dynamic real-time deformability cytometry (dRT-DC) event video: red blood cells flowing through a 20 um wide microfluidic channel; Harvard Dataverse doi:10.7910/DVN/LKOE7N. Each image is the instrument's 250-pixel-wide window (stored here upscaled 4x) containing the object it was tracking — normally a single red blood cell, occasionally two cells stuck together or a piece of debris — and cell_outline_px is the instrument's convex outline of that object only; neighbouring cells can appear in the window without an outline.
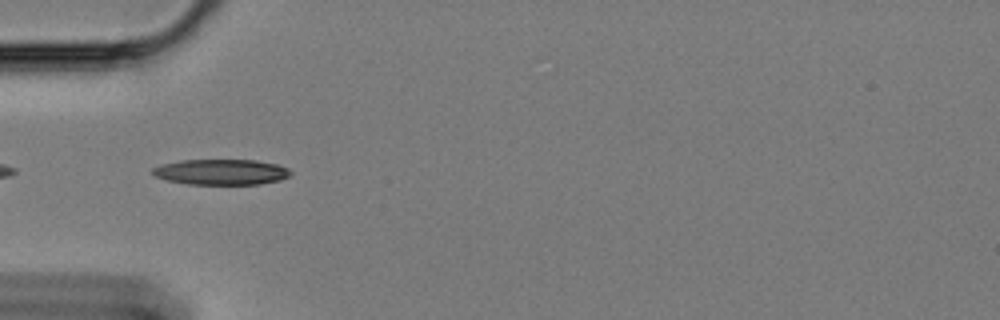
{"species": "Egyptian fruit bat (a non-hibernating species)", "species_latin": "Rousettus aegyptiacus", "temperature_condition": "cold", "stored_images_in_passage": 42, "camera_frame_rate_fps": 3000, "um_per_image_px": 0.085, "animal": {"sex": "female"}, "frame": {"image": 1, "passage_image": 2, "time_ms": 0.333, "image_size_px": [1000, 320], "cell_outline_px": [[292, 176], [280, 180], [260, 184], [188, 184], [168, 180], [156, 176], [152, 172], [152, 168], [160, 164], [180, 160], [256, 160], [276, 164], [288, 168], [292, 172]], "centroid_in_image_um": [18.83, 14.61], "position_along_channel_um": 66.2, "area_um2": 20.63}}
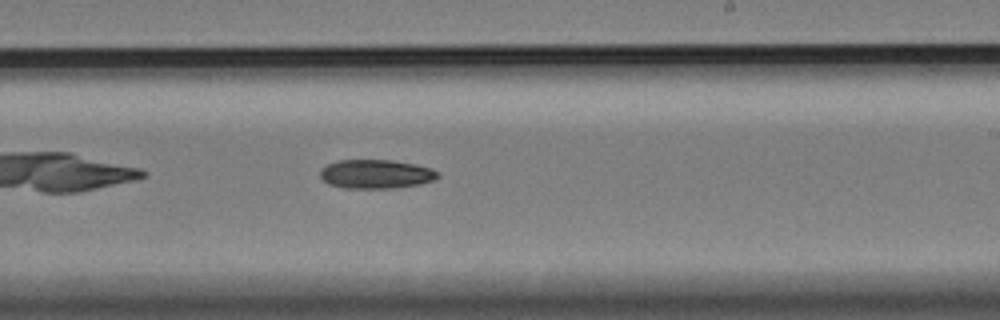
{"frame": {"image": 2, "passage_image": 19, "time_ms": 6.0, "image_size_px": [1000, 320], "cell_outline_px": [[440, 176], [432, 180], [420, 184], [396, 188], [344, 188], [328, 184], [320, 176], [320, 168], [336, 160], [392, 160], [416, 164], [432, 168], [440, 172]], "centroid_in_image_um": [31.97, 14.79], "position_along_channel_um": 257.0, "area_um2": 20.06}}
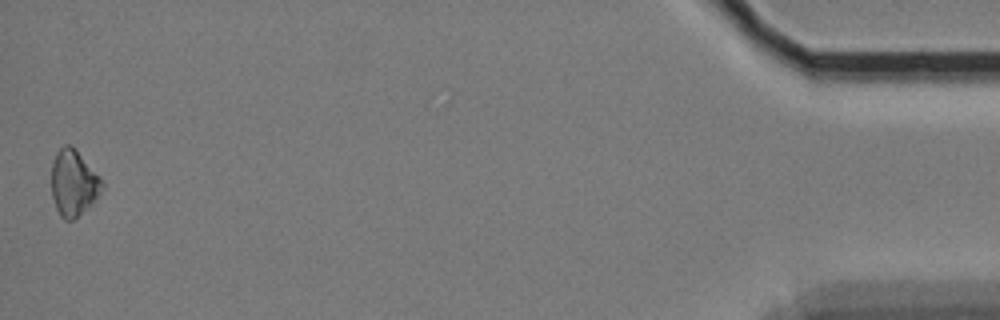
{"frame": {"image": 3, "passage_image": 42, "time_ms": 13.667, "image_size_px": [1000, 320], "cell_outline_px": [[104, 188], [96, 200], [72, 220], [64, 220], [60, 216], [56, 208], [52, 196], [52, 164], [56, 152], [64, 144], [68, 144], [76, 148], [100, 176], [104, 184]], "centroid_in_image_um": [6.27, 15.53], "position_along_channel_um": 428.9, "area_um2": 19.59}, "authors_computed_cell_mechanics": {"area_um2": 19.7098, "velocity_mm_per_s": 3.3732, "shape_relaxation_time_tau1_ms": 4.6825, "shape_relaxation_time_tau2_ms": null, "deformation_change_tau1": 0.1087, "deformation_change_tau2": null}}